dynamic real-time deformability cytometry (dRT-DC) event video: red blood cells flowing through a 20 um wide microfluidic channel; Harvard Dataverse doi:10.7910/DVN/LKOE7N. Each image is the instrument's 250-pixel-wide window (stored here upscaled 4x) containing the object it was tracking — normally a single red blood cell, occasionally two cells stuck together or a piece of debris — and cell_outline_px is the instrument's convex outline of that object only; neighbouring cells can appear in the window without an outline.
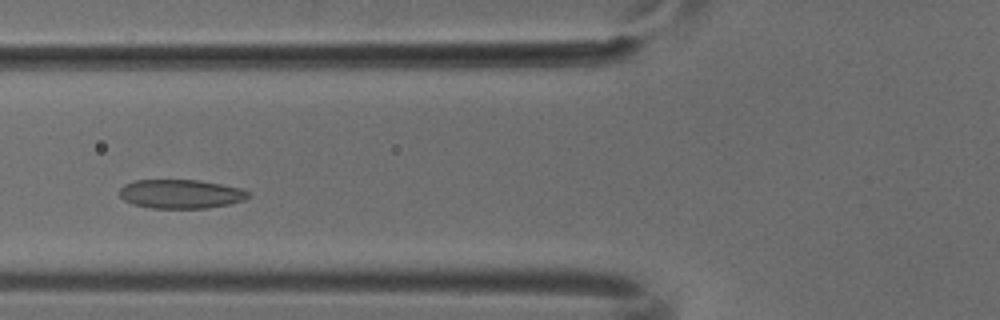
{"species": "common noctule bat (a hibernating species)", "species_latin": "Nyctalus noctula", "temperature_condition": "cold", "stored_images_in_passage": 5, "camera_frame_rate_fps": 3000, "um_per_image_px": 0.085, "animal": {"sex": "male", "body_mass_g": 18.8}, "frame": {"image": 1, "passage_image": 4, "time_ms": 1.0, "image_size_px": [1000, 320], "cell_outline_px": [[252, 196], [244, 200], [228, 204], [208, 208], [152, 208], [132, 204], [124, 200], [120, 196], [120, 188], [124, 184], [136, 180], [200, 180], [240, 188], [252, 192]], "centroid_in_image_um": [15.39, 16.48], "position_along_channel_um": 110.4, "area_um2": 21.85}}
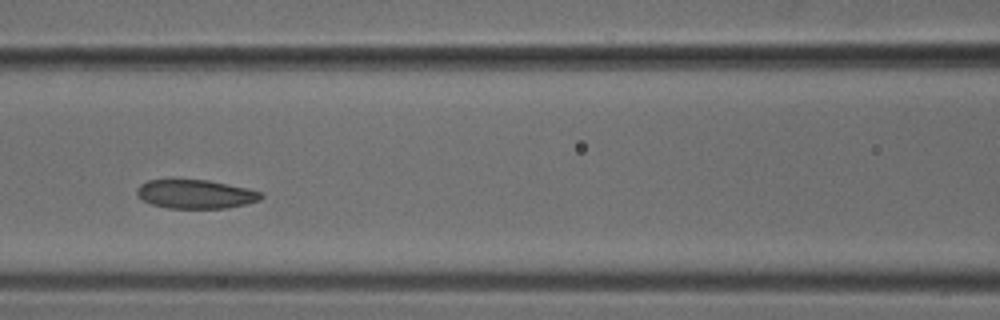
{"frame": {"image": 2, "passage_image": 5, "time_ms": 1.333, "image_size_px": [1000, 320], "cell_outline_px": [[264, 196], [260, 200], [244, 204], [224, 208], [168, 208], [152, 204], [136, 196], [136, 188], [140, 184], [148, 180], [208, 180], [248, 188], [264, 192]], "centroid_in_image_um": [16.63, 16.49], "position_along_channel_um": 150.0, "area_um2": 20.87}}